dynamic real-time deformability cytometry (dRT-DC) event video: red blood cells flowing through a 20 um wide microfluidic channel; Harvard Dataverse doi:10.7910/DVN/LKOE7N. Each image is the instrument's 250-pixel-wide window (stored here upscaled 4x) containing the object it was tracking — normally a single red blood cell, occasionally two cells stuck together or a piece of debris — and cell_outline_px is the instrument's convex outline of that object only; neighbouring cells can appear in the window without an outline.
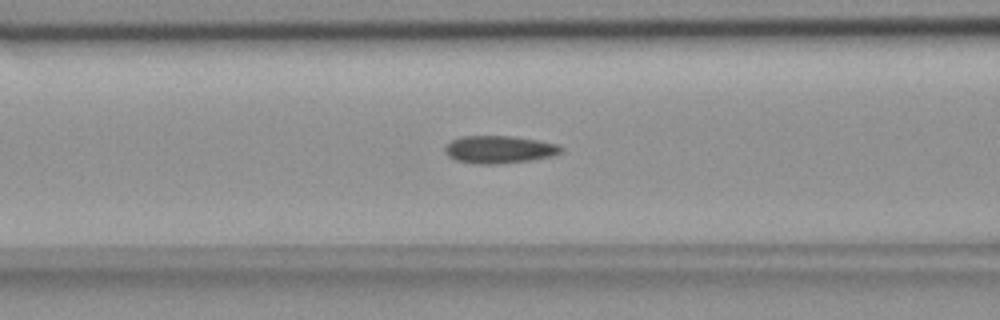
{"species": "common noctule bat (a hibernating species)", "species_latin": "Nyctalus noctula", "temperature_condition": "room temperature", "stored_images_in_passage": 56, "camera_frame_rate_fps": 3000, "um_per_image_px": 0.085, "animal": {"sex": "female", "body_mass_g": 18.4}, "frame": {"image": 1, "passage_image": 22, "time_ms": 7.0, "image_size_px": [1000, 320], "cell_outline_px": [[564, 148], [560, 152], [552, 156], [528, 160], [500, 164], [476, 164], [456, 160], [448, 156], [444, 152], [444, 148], [452, 140], [464, 136], [512, 136], [536, 140], [556, 144]], "centroid_in_image_um": [42.4, 12.71], "position_along_channel_um": 124.2, "area_um2": 18.5}}
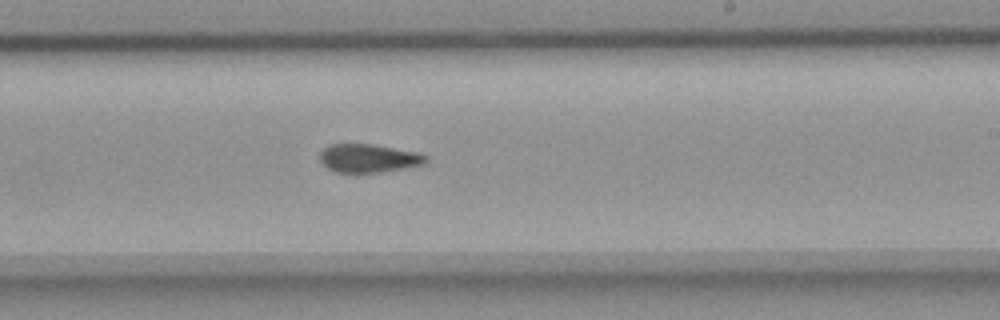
{"frame": {"image": 2, "passage_image": 33, "time_ms": 10.667, "image_size_px": [1000, 320], "cell_outline_px": [[428, 160], [424, 164], [404, 168], [356, 176], [336, 172], [328, 168], [320, 160], [320, 152], [324, 148], [332, 144], [372, 144], [416, 152], [428, 156]], "centroid_in_image_um": [31.3, 13.49], "position_along_channel_um": 257.7, "area_um2": 17.98}}
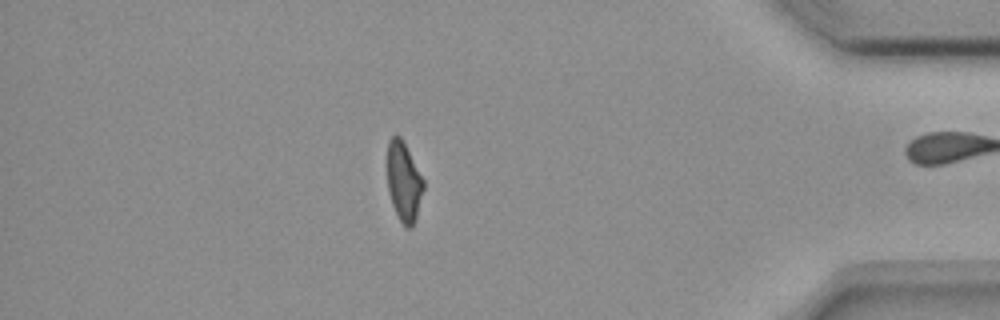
{"frame": {"image": 3, "passage_image": 48, "time_ms": 15.667, "image_size_px": [1000, 320], "cell_outline_px": [[424, 188], [416, 216], [412, 228], [404, 228], [392, 204], [388, 192], [388, 140], [392, 136], [400, 136], [424, 180]], "centroid_in_image_um": [34.32, 15.47], "position_along_channel_um": 400.9, "area_um2": 16.47}, "authors_computed_cell_mechanics": {"area_um2": 18.1203, "velocity_mm_per_s": 3.6582, "shape_relaxation_time_tau1_ms": null, "shape_relaxation_time_tau2_ms": 3.0889, "deformation_change_tau1": null, "deformation_change_tau2": 0.0722}}